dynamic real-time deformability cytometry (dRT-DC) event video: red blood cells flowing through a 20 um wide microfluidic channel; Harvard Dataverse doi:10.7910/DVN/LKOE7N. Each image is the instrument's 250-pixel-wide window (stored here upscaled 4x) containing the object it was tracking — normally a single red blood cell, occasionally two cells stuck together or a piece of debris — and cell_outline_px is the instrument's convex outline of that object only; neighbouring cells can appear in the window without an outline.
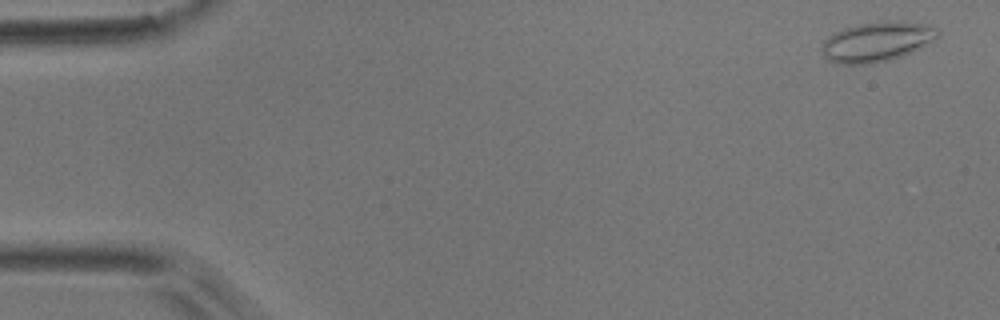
{"species": "common noctule bat (a hibernating species)", "species_latin": "Nyctalus noctula", "temperature_condition": "room temperature", "stored_images_in_passage": 4, "camera_frame_rate_fps": 3000, "um_per_image_px": 0.085, "animal": {"sex": "male", "body_mass_g": 17.9}, "frame": {"image": 1, "passage_image": 1, "time_ms": 0.0, "image_size_px": [1000, 320], "cell_outline_px": [[940, 36], [936, 40], [912, 52], [888, 60], [868, 64], [836, 64], [828, 60], [824, 56], [820, 48], [824, 40], [832, 32], [856, 24], [888, 20], [904, 20], [924, 24], [936, 28], [940, 32]], "centroid_in_image_um": [74.53, 3.53], "position_along_channel_um": 10.5, "area_um2": 27.4}}